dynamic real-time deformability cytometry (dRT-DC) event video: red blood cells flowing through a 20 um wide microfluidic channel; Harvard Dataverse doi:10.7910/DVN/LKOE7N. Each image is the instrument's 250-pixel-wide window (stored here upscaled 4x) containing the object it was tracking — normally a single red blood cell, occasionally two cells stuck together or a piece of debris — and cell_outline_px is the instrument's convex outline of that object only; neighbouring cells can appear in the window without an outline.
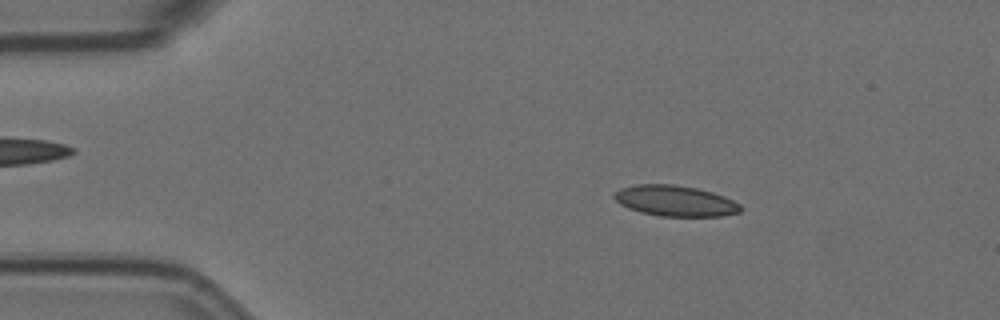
{"species": "Egyptian fruit bat (a non-hibernating species)", "species_latin": "Rousettus aegyptiacus", "temperature_condition": "room temperature", "stored_images_in_passage": 56, "camera_frame_rate_fps": 3000, "um_per_image_px": 0.085, "animal": {"sex": "female"}, "frame": {"image": 1, "passage_image": 9, "time_ms": 2.667, "image_size_px": [1000, 320], "cell_outline_px": [[744, 208], [740, 212], [724, 216], [660, 216], [640, 212], [628, 208], [620, 204], [612, 196], [620, 188], [636, 184], [672, 184], [696, 188], [712, 192], [724, 196], [740, 204]], "centroid_in_image_um": [57.4, 17.07], "position_along_channel_um": 27.6, "area_um2": 22.72}}
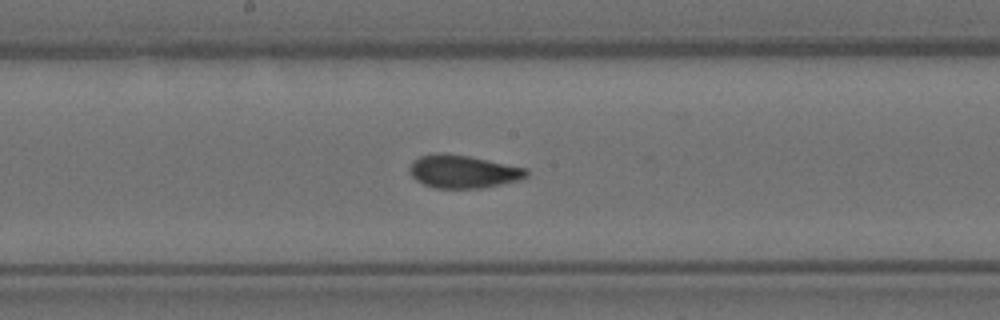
{"frame": {"image": 2, "passage_image": 29, "time_ms": 9.333, "image_size_px": [1000, 320], "cell_outline_px": [[528, 176], [520, 180], [480, 188], [436, 188], [424, 184], [416, 180], [412, 176], [408, 168], [412, 160], [420, 156], [436, 152], [444, 152], [468, 156], [528, 168]], "centroid_in_image_um": [39.34, 14.57], "position_along_channel_um": 208.9, "area_um2": 22.6}}
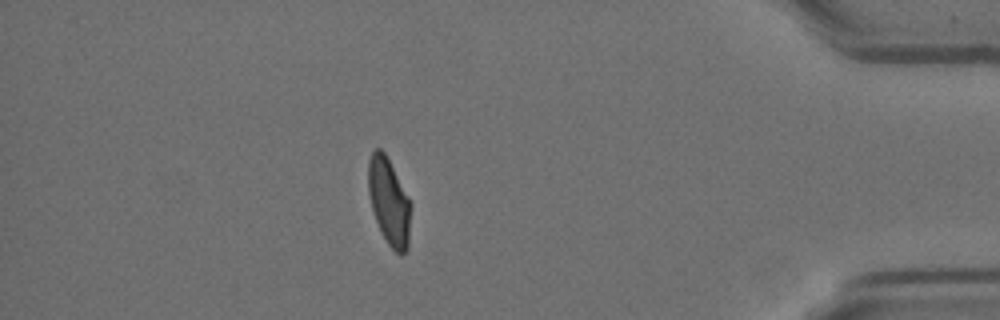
{"frame": {"image": 3, "passage_image": 49, "time_ms": 16.0, "image_size_px": [1000, 320], "cell_outline_px": [[412, 204], [408, 248], [400, 256], [388, 244], [380, 232], [372, 208], [368, 192], [368, 160], [372, 152], [376, 148], [380, 148], [384, 152]], "centroid_in_image_um": [33.07, 17.17], "position_along_channel_um": 402.1, "area_um2": 21.56}, "authors_computed_cell_mechanics": {"area_um2": 22.4553, "velocity_mm_per_s": 3.5702, "shape_relaxation_time_tau1_ms": null, "shape_relaxation_time_tau2_ms": 1.5209, "deformation_change_tau1": null, "deformation_change_tau2": 0.0656}}